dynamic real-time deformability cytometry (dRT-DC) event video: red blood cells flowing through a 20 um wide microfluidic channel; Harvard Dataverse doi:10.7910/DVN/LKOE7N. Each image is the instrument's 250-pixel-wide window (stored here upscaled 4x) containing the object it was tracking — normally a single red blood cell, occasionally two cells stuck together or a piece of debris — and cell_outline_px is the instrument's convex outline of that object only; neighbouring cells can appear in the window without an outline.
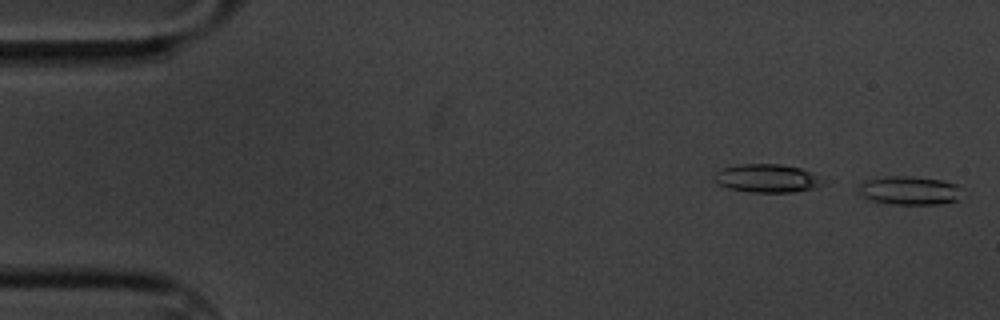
{"species": "common noctule bat (a hibernating species)", "species_latin": "Nyctalus noctula", "temperature_condition": "cold", "stored_images_in_passage": 59, "camera_frame_rate_fps": 3000, "um_per_image_px": 0.085, "animal": {"sex": "male", "body_mass_g": 20.1, "forearm_length_mm": 53.5}, "frame": {"image": 1, "passage_image": 1, "time_ms": 0.0, "image_size_px": [1000, 320], "cell_outline_px": [[960, 188], [956, 200], [940, 204], [896, 204], [872, 200], [856, 192], [860, 184], [864, 180], [884, 176], [912, 176], [944, 180], [956, 184]], "centroid_in_image_um": [77.25, 16.17], "position_along_channel_um": 7.7, "area_um2": 17.17}}
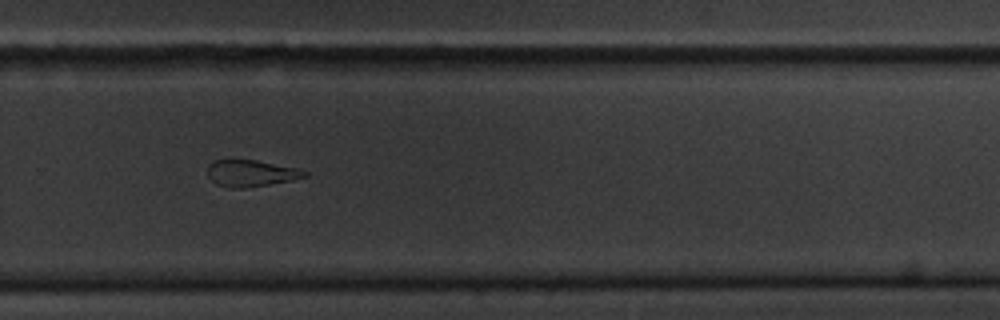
{"frame": {"image": 2, "passage_image": 40, "time_ms": 13.0, "image_size_px": [1000, 320], "cell_outline_px": [[308, 176], [292, 180], [244, 188], [228, 188], [216, 184], [208, 176], [208, 164], [216, 160], [256, 160], [300, 168], [308, 172]], "centroid_in_image_um": [21.36, 14.72], "position_along_channel_um": 308.4, "area_um2": 15.09}}
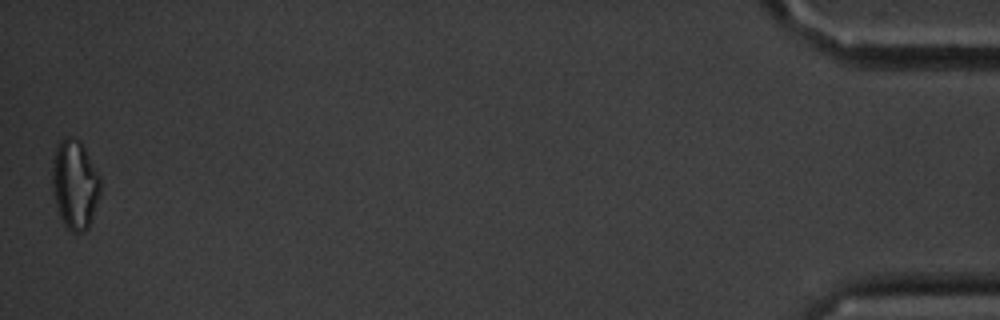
{"frame": {"image": 3, "passage_image": 59, "time_ms": 19.333, "image_size_px": [1000, 320], "cell_outline_px": [[100, 192], [88, 228], [84, 232], [72, 232], [64, 224], [60, 216], [52, 192], [52, 160], [56, 148], [60, 140], [64, 136], [72, 136], [80, 140], [100, 176]], "centroid_in_image_um": [6.34, 15.64], "position_along_channel_um": 428.9, "area_um2": 25.03}, "authors_computed_cell_mechanics": {"area_um2": 16.3574, "velocity_mm_per_s": 3.3495, "shape_relaxation_time_tau1_ms": 6.4963, "shape_relaxation_time_tau2_ms": 4.4608, "deformation_change_tau1": 0.1929, "deformation_change_tau2": 0.1528}}